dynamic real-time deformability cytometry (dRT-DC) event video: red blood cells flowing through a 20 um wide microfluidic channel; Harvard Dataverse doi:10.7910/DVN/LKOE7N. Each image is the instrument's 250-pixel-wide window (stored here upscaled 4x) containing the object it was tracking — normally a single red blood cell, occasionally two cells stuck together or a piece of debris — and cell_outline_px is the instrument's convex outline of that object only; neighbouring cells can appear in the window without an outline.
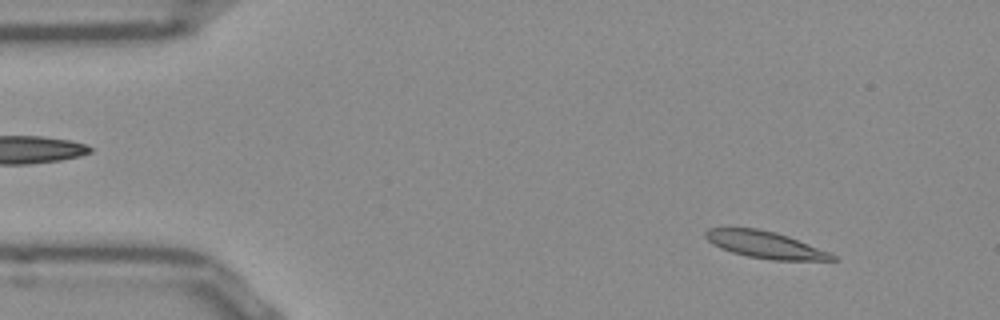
{"species": "Egyptian fruit bat (a non-hibernating species)", "species_latin": "Rousettus aegyptiacus", "temperature_condition": "room temperature", "stored_images_in_passage": 51, "camera_frame_rate_fps": 3000, "um_per_image_px": 0.085, "frame": {"image": 1, "passage_image": 5, "time_ms": 1.333, "image_size_px": [1000, 320], "cell_outline_px": [[840, 260], [772, 260], [748, 256], [732, 252], [720, 248], [712, 244], [704, 236], [704, 232], [708, 228], [756, 228], [776, 232], [788, 236], [828, 252], [836, 256]], "centroid_in_image_um": [65.01, 20.8], "position_along_channel_um": 20.0, "area_um2": 19.71}}
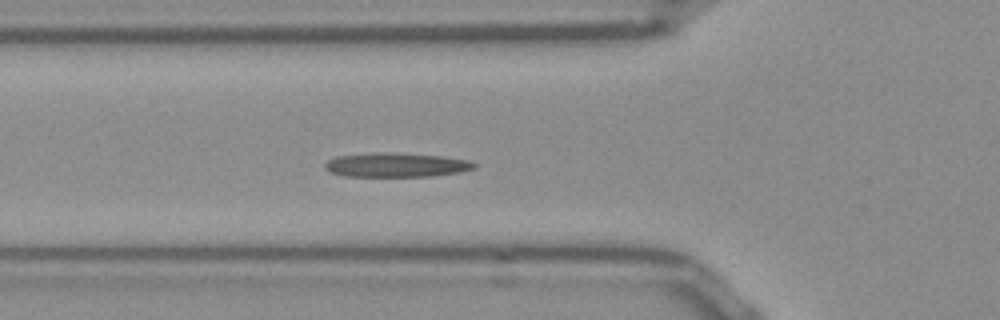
{"frame": {"image": 2, "passage_image": 17, "time_ms": 5.333, "image_size_px": [1000, 320], "cell_outline_px": [[476, 168], [460, 172], [432, 176], [348, 176], [328, 172], [324, 168], [324, 164], [328, 160], [336, 156], [376, 152], [440, 156], [468, 160], [476, 164]], "centroid_in_image_um": [33.64, 14.02], "position_along_channel_um": 92.2, "area_um2": 20.87}}
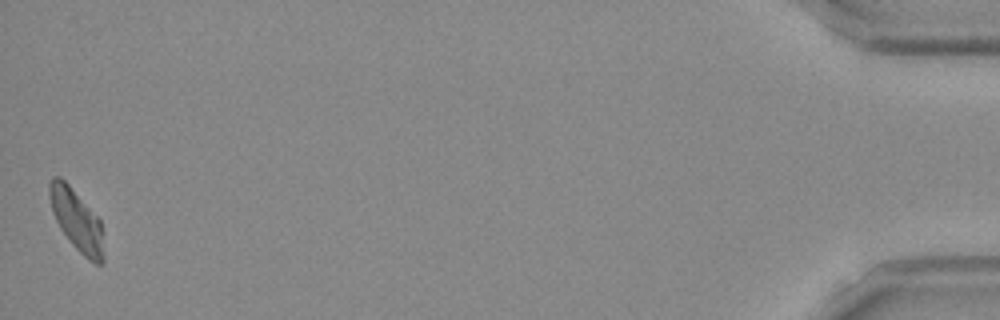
{"frame": {"image": 3, "passage_image": 51, "time_ms": 16.667, "image_size_px": [1000, 320], "cell_outline_px": [[104, 264], [96, 264], [88, 260], [72, 244], [60, 228], [52, 212], [48, 196], [48, 184], [52, 176], [60, 176], [68, 184], [100, 220], [104, 256]], "centroid_in_image_um": [6.49, 18.71], "position_along_channel_um": 428.7, "area_um2": 19.25}, "authors_computed_cell_mechanics": {"area_um2": 19.7676, "velocity_mm_per_s": 3.8358, "shape_relaxation_time_tau1_ms": 10.742, "shape_relaxation_time_tau2_ms": 2.9154, "deformation_change_tau1": 0.2756, "deformation_change_tau2": 0.0922}}